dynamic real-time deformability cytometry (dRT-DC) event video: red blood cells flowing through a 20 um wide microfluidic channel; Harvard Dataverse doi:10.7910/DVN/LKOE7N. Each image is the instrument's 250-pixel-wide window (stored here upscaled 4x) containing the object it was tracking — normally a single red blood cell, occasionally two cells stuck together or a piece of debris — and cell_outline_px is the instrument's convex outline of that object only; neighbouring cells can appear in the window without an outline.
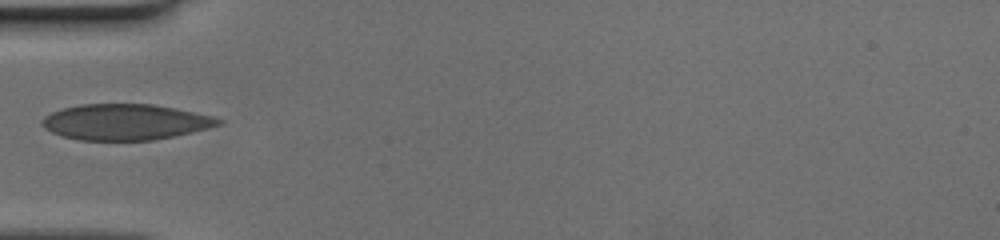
{"species": "human", "species_latin": "Homo sapiens", "temperature_condition": "cold", "stored_images_in_passage": 33, "camera_frame_rate_fps": 3000, "um_per_image_px": 0.085, "donor": {"sex": "female"}, "frame": {"image": 1, "passage_image": 1, "time_ms": 0.0, "image_size_px": [1000, 240], "cell_outline_px": [[224, 124], [208, 128], [172, 136], [152, 140], [80, 140], [64, 136], [52, 132], [44, 128], [40, 124], [44, 116], [52, 112], [64, 108], [80, 104], [152, 104], [212, 116], [224, 120]], "centroid_in_image_um": [10.63, 10.37], "position_along_channel_um": 74.4, "area_um2": 36.53}}
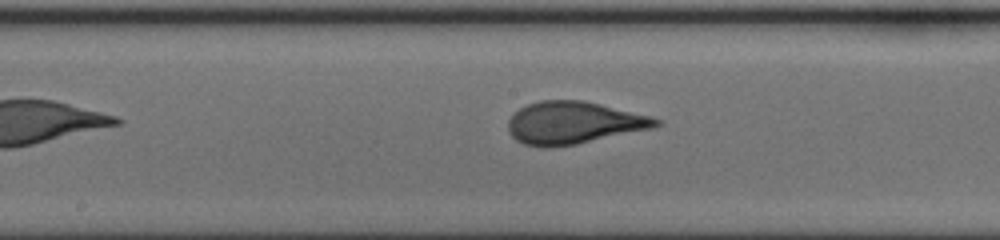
{"frame": {"image": 2, "passage_image": 10, "time_ms": 3.0, "image_size_px": [1000, 240], "cell_outline_px": [[660, 124], [652, 128], [576, 144], [548, 148], [540, 148], [524, 144], [516, 140], [508, 132], [508, 120], [520, 108], [528, 104], [540, 100], [584, 100], [648, 116], [660, 120]], "centroid_in_image_um": [48.69, 10.45], "position_along_channel_um": 199.5, "area_um2": 36.18}}
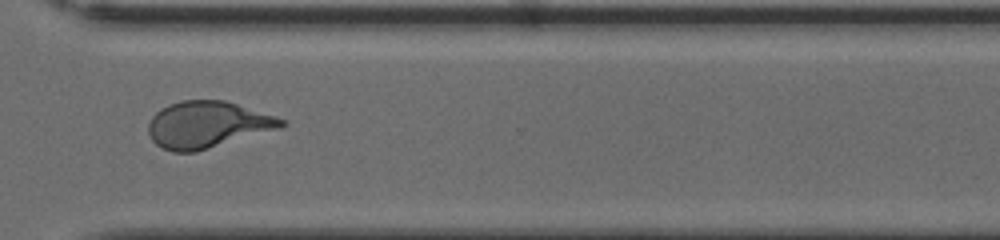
{"frame": {"image": 3, "passage_image": 21, "time_ms": 6.667, "image_size_px": [1000, 240], "cell_outline_px": [[288, 124], [284, 128], [196, 152], [172, 152], [160, 148], [152, 140], [148, 132], [148, 124], [152, 116], [160, 108], [168, 104], [180, 100], [224, 100], [276, 116], [284, 120]], "centroid_in_image_um": [17.64, 10.61], "position_along_channel_um": 353.0, "area_um2": 36.65}}